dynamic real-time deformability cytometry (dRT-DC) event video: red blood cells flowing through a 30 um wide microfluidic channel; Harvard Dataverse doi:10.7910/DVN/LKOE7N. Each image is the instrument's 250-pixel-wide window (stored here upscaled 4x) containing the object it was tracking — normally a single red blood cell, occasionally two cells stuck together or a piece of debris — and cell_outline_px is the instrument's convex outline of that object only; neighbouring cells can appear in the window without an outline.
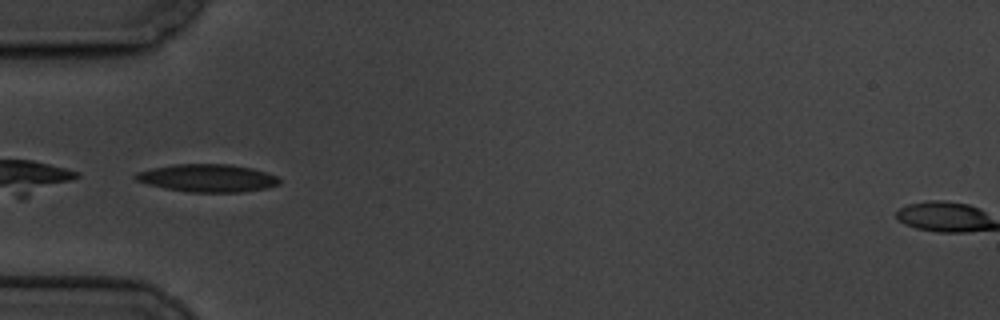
{"species": "common noctule bat (a hibernating species)", "species_latin": "Nyctalus noctula", "temperature_condition": "cold", "stored_images_in_passage": 8, "camera_frame_rate_fps": 3000, "um_per_image_px": 0.085, "animal": {"sex": "male", "body_mass_g": 19.5, "forearm_length_mm": 54.6}, "frame": {"image": 1, "passage_image": 6, "time_ms": 5.667, "image_size_px": [1000, 320], "cell_outline_px": [[280, 184], [268, 188], [240, 192], [188, 192], [164, 188], [148, 184], [136, 180], [132, 176], [136, 172], [152, 168], [176, 164], [232, 164], [252, 168], [276, 176], [280, 180]], "centroid_in_image_um": [17.63, 15.13], "position_along_channel_um": 67.4, "area_um2": 23.29}}
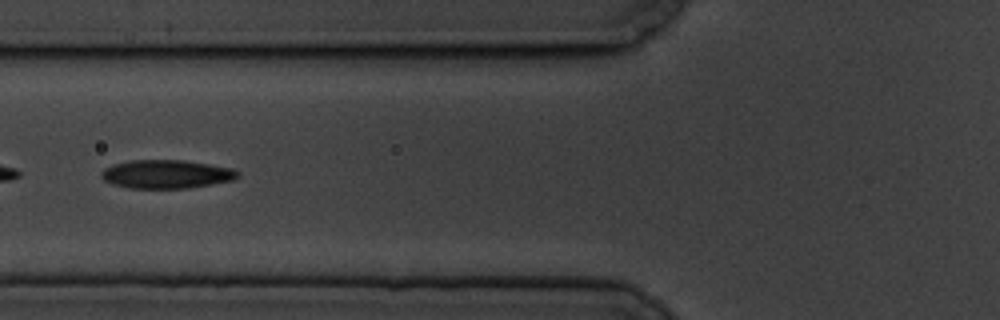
{"frame": {"image": 2, "passage_image": 7, "time_ms": 7.0, "image_size_px": [1000, 320], "cell_outline_px": [[240, 176], [232, 180], [188, 188], [128, 188], [112, 184], [104, 180], [100, 176], [100, 172], [104, 168], [112, 164], [128, 160], [184, 160], [232, 168], [240, 172]], "centroid_in_image_um": [14.1, 14.79], "position_along_channel_um": 111.7, "area_um2": 22.77}}
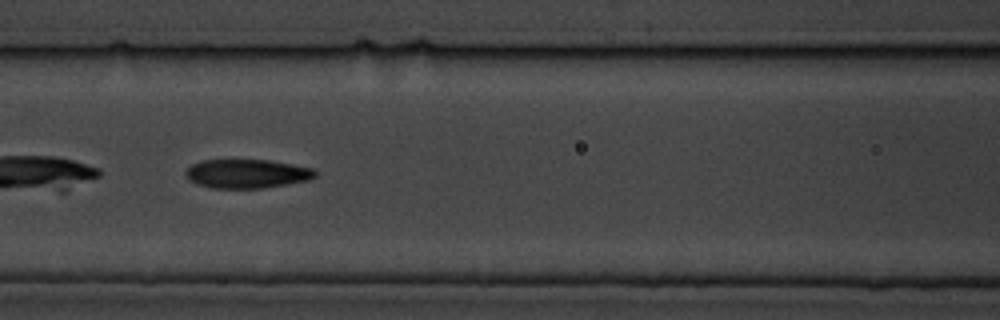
{"frame": {"image": 3, "passage_image": 8, "time_ms": 8.0, "image_size_px": [1000, 320], "cell_outline_px": [[316, 176], [308, 180], [288, 184], [264, 188], [212, 188], [196, 184], [188, 180], [184, 172], [192, 164], [200, 160], [268, 160], [292, 164], [312, 168], [316, 172]], "centroid_in_image_um": [20.95, 14.77], "position_along_channel_um": 145.6, "area_um2": 21.91}}